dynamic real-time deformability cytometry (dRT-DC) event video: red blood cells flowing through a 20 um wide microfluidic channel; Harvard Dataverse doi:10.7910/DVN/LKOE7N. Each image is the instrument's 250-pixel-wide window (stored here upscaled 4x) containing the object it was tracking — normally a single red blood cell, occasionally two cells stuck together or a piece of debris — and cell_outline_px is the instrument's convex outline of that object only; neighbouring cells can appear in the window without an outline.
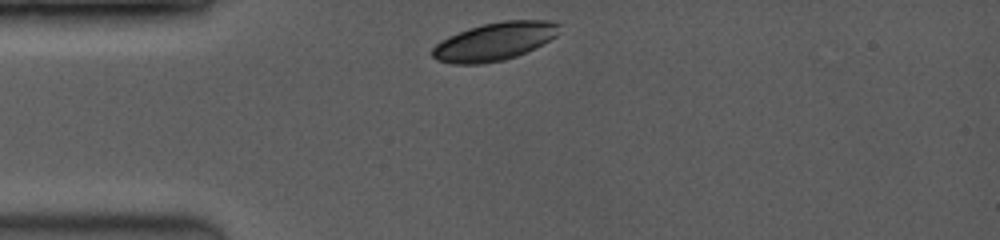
{"species": "common noctule bat (a hibernating species)", "species_latin": "Nyctalus noctula", "temperature_condition": "room temperature", "stored_images_in_passage": 4, "camera_frame_rate_fps": 3500, "um_per_image_px": 0.085, "animal": {"sex": "female", "body_mass_g": 19.0, "forearm_length_mm": 53.3}, "frame": {"image": 1, "passage_image": 1, "time_ms": 0.0, "image_size_px": [1000, 240], "cell_outline_px": [[560, 24], [556, 36], [516, 56], [504, 60], [480, 64], [452, 64], [436, 60], [432, 56], [432, 48], [440, 40], [448, 36], [468, 28], [484, 24], [504, 20], [552, 20]], "centroid_in_image_um": [41.98, 3.52], "position_along_channel_um": 43.0, "area_um2": 27.98}}